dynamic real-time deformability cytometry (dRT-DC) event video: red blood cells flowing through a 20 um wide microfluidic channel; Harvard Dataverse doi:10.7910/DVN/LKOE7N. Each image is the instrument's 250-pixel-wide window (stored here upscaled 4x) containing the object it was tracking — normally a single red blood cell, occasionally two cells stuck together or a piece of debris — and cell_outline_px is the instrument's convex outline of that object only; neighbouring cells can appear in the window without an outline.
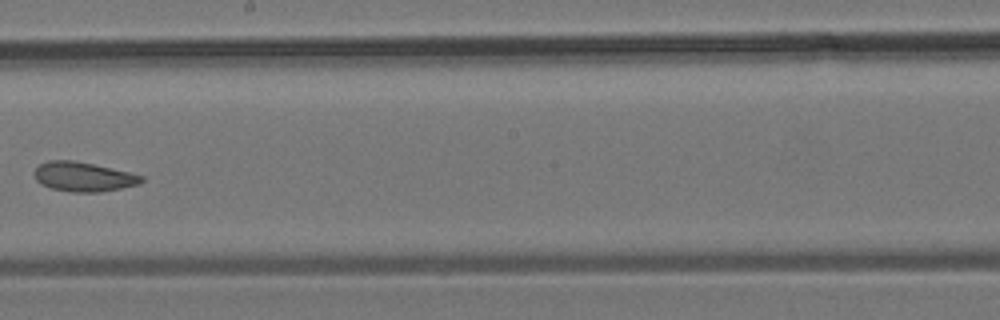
{"species": "common noctule bat (a hibernating species)", "species_latin": "Nyctalus noctula", "temperature_condition": "room temperature", "stored_images_in_passage": 27, "camera_frame_rate_fps": 3000, "um_per_image_px": 0.085, "animal": {"sex": "male", "body_mass_g": 19.2, "forearm_length_mm": 51.8}, "frame": {"image": 1, "passage_image": 12, "time_ms": 3.667, "image_size_px": [1000, 320], "cell_outline_px": [[144, 180], [140, 184], [100, 192], [72, 192], [52, 188], [40, 184], [36, 180], [36, 168], [40, 164], [48, 160], [72, 160], [92, 164], [128, 172], [144, 176]], "centroid_in_image_um": [7.1, 15.03], "position_along_channel_um": 241.1, "area_um2": 18.15}}
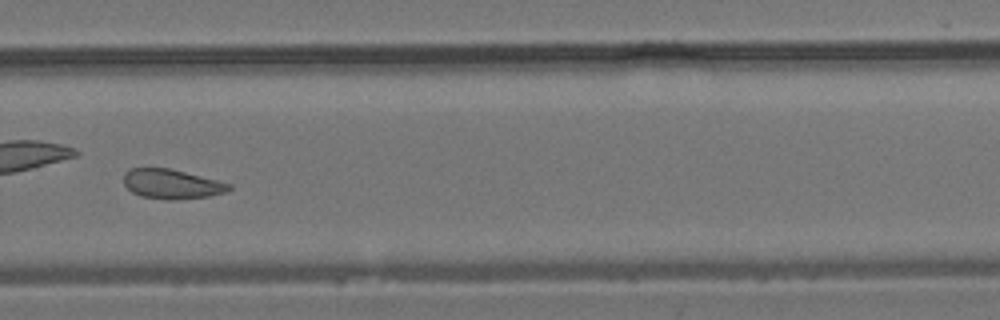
{"frame": {"image": 2, "passage_image": 16, "time_ms": 5.0, "image_size_px": [1000, 320], "cell_outline_px": [[232, 188], [224, 192], [208, 196], [176, 200], [168, 200], [140, 196], [132, 192], [124, 184], [124, 172], [128, 168], [168, 168], [232, 184]], "centroid_in_image_um": [14.56, 15.65], "position_along_channel_um": 315.2, "area_um2": 18.03}}
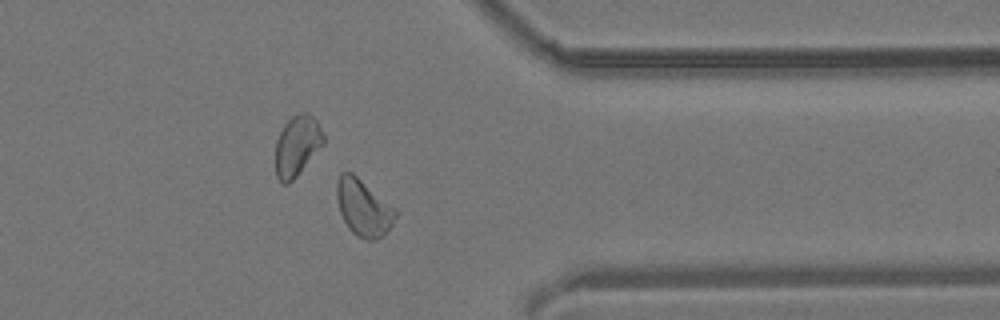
{"frame": {"image": 3, "passage_image": 20, "time_ms": 6.333, "image_size_px": [1000, 320], "cell_outline_px": [[396, 216], [392, 224], [384, 236], [376, 240], [364, 240], [356, 236], [348, 228], [340, 212], [336, 196], [336, 184], [340, 172], [352, 172], [396, 208]], "centroid_in_image_um": [30.89, 17.67], "position_along_channel_um": 380.5, "area_um2": 19.54}}